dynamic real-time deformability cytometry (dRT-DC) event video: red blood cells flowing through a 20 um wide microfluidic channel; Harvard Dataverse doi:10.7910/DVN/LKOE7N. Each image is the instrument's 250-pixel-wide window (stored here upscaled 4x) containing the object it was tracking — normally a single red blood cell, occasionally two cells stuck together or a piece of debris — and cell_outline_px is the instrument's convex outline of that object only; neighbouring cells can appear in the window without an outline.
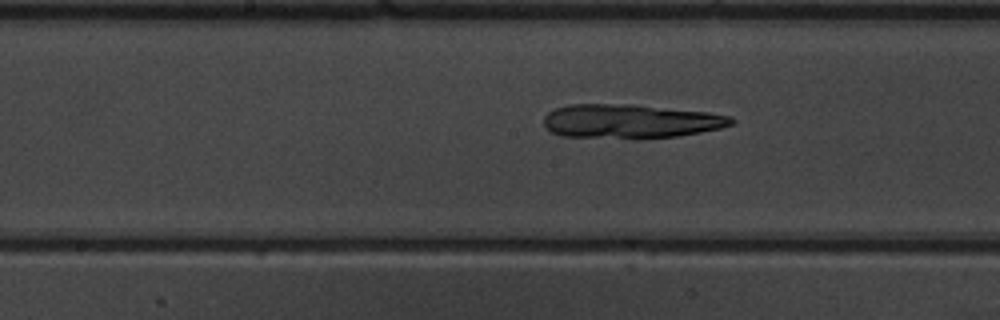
{"species": "common noctule bat (a hibernating species)", "species_latin": "Nyctalus noctula", "temperature_condition": "warm", "stored_images_in_passage": 8, "segment_of_instrument_passage": [2, 2], "camera_frame_rate_fps": 3000, "um_per_image_px": 0.085, "animal": {"sex": "male", "body_mass_g": 19.5, "forearm_length_mm": 54.6}, "frame": {"image": 1, "passage_image": 8, "time_ms": 9.0, "image_size_px": [1000, 320], "cell_outline_px": [[736, 120], [732, 124], [720, 128], [680, 136], [636, 140], [560, 136], [552, 132], [544, 124], [544, 116], [548, 112], [556, 108], [568, 104], [632, 104], [708, 112], [732, 116]], "centroid_in_image_um": [53.59, 10.33], "position_along_channel_um": 194.6, "area_um2": 37.97}}